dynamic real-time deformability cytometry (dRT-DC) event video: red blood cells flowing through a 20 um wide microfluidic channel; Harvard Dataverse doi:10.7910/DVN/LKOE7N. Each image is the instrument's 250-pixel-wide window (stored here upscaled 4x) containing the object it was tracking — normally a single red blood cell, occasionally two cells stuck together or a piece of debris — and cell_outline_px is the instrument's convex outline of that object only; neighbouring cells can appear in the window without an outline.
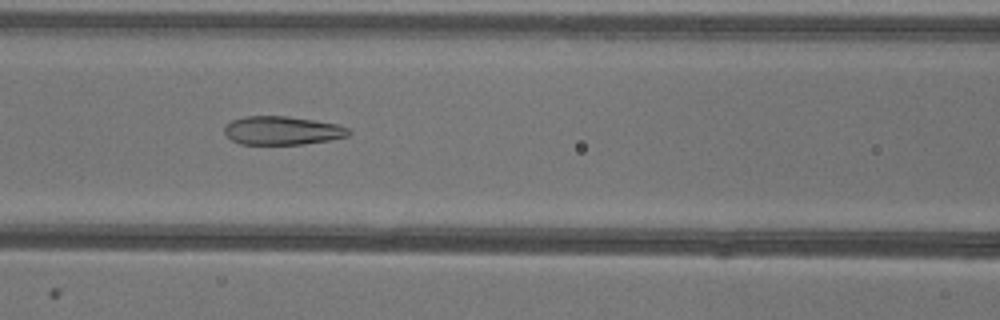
{"species": "common noctule bat (a hibernating species)", "species_latin": "Nyctalus noctula", "temperature_condition": "warm", "stored_images_in_passage": 52, "camera_frame_rate_fps": 3000, "um_per_image_px": 0.085, "animal": {"sex": "female"}, "frame": {"image": 1, "passage_image": 22, "time_ms": 7.0, "image_size_px": [1000, 320], "cell_outline_px": [[352, 132], [348, 136], [328, 140], [304, 144], [240, 144], [232, 140], [224, 132], [224, 128], [232, 120], [244, 116], [288, 116], [336, 124], [348, 128]], "centroid_in_image_um": [23.99, 11.09], "position_along_channel_um": 142.6, "area_um2": 20.52}}
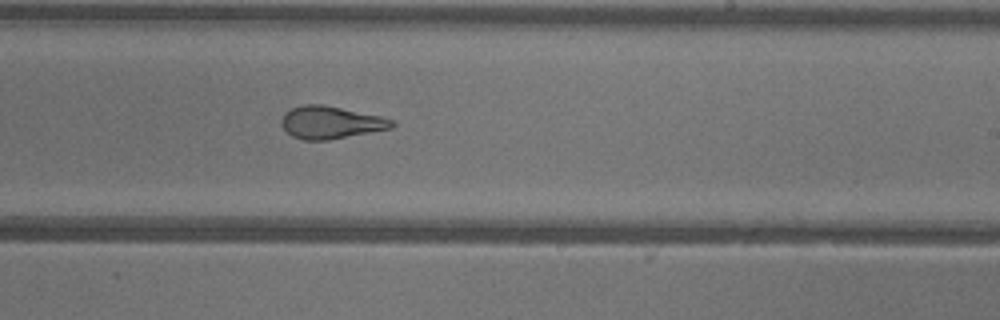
{"frame": {"image": 2, "passage_image": 31, "time_ms": 10.0, "image_size_px": [1000, 320], "cell_outline_px": [[396, 124], [392, 128], [372, 132], [328, 140], [304, 140], [292, 136], [280, 124], [280, 120], [284, 112], [292, 108], [304, 104], [324, 104], [380, 116], [392, 120]], "centroid_in_image_um": [28.09, 10.4], "position_along_channel_um": 260.9, "area_um2": 20.98}}
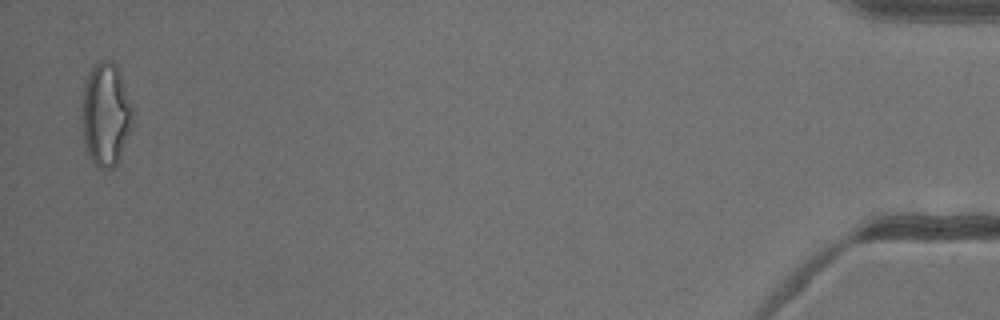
{"frame": {"image": 3, "passage_image": 51, "time_ms": 16.667, "image_size_px": [1000, 320], "cell_outline_px": [[132, 128], [120, 160], [112, 168], [104, 172], [92, 164], [88, 156], [84, 144], [80, 120], [80, 108], [84, 84], [92, 68], [100, 60], [112, 60], [116, 64], [132, 108]], "centroid_in_image_um": [8.95, 9.82], "position_along_channel_um": 426.3, "area_um2": 31.33}, "authors_computed_cell_mechanics": {"area_um2": 25.0563, "velocity_mm_per_s": 3.9493, "shape_relaxation_time_tau1_ms": 7.6784, "shape_relaxation_time_tau2_ms": 1.5196, "deformation_change_tau1": 0.199, "deformation_change_tau2": 0.0971}}